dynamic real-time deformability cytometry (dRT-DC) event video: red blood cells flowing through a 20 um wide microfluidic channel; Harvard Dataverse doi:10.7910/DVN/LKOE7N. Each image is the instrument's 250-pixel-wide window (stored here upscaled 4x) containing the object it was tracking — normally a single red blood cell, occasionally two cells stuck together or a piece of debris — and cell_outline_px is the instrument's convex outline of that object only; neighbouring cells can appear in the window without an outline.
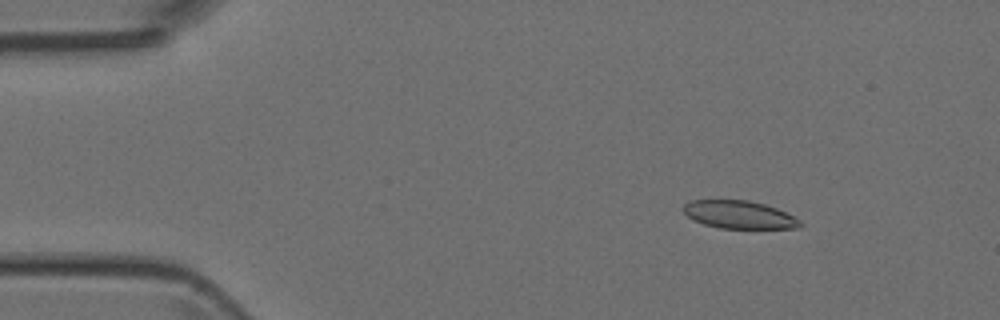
{"species": "Egyptian fruit bat (a non-hibernating species)", "species_latin": "Rousettus aegyptiacus", "temperature_condition": "room temperature", "stored_images_in_passage": 4, "camera_frame_rate_fps": 3000, "um_per_image_px": 0.085, "animal": {"sex": "female"}, "frame": {"image": 1, "passage_image": 2, "time_ms": 2.0, "image_size_px": [1000, 320], "cell_outline_px": [[804, 224], [800, 228], [720, 228], [704, 224], [688, 216], [684, 212], [684, 204], [692, 200], [748, 200], [764, 204], [776, 208], [800, 220]], "centroid_in_image_um": [62.86, 18.25], "position_along_channel_um": 22.1, "area_um2": 18.73}}